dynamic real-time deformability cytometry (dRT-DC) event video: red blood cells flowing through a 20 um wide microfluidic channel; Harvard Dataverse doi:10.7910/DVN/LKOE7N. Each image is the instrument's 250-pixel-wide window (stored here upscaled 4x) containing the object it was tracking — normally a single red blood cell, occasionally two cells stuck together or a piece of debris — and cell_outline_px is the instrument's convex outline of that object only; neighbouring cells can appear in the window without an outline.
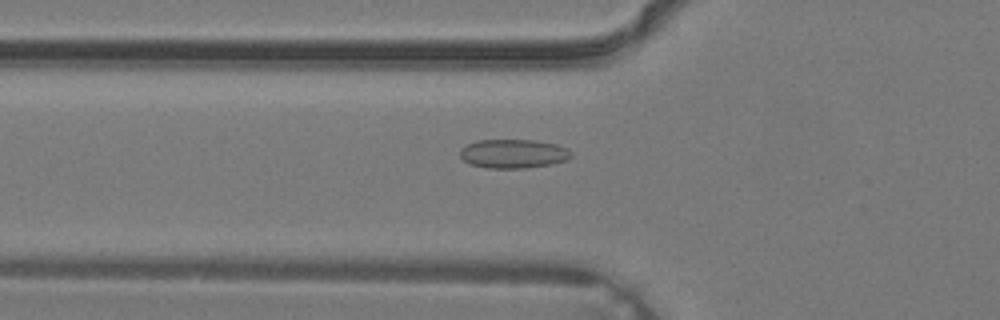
{"species": "common noctule bat (a hibernating species)", "species_latin": "Nyctalus noctula", "temperature_condition": "warm", "stored_images_in_passage": 24, "camera_frame_rate_fps": 3000, "um_per_image_px": 0.085, "animal": {"sex": "male", "body_mass_g": 19.2, "forearm_length_mm": 51.8}, "frame": {"image": 1, "passage_image": 2, "time_ms": 0.333, "image_size_px": [1000, 320], "cell_outline_px": [[572, 156], [568, 160], [552, 164], [524, 168], [484, 168], [472, 164], [464, 160], [460, 156], [460, 148], [476, 140], [536, 140], [556, 144], [572, 152]], "centroid_in_image_um": [43.63, 13.06], "position_along_channel_um": 82.2, "area_um2": 18.79}}
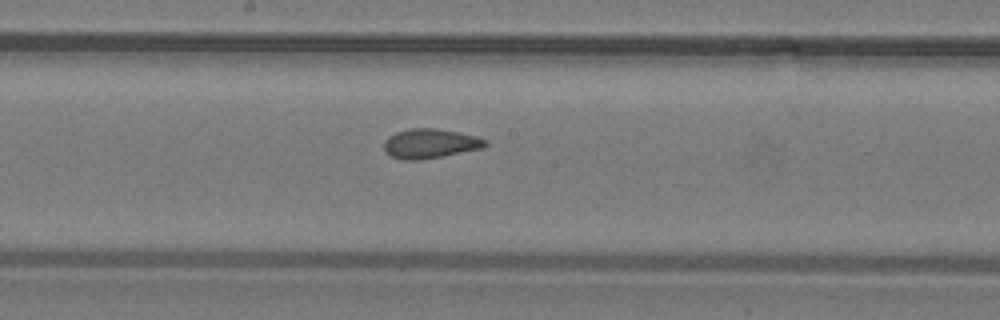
{"frame": {"image": 2, "passage_image": 9, "time_ms": 2.667, "image_size_px": [1000, 320], "cell_outline_px": [[488, 144], [484, 148], [420, 160], [404, 160], [388, 156], [384, 152], [384, 140], [388, 136], [396, 132], [408, 128], [436, 128], [476, 136], [484, 140]], "centroid_in_image_um": [36.5, 12.21], "position_along_channel_um": 211.7, "area_um2": 17.51}}
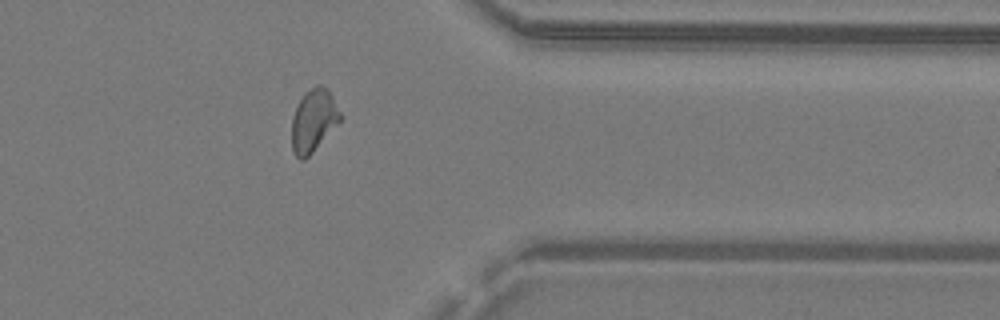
{"frame": {"image": 3, "passage_image": 19, "time_ms": 6.0, "image_size_px": [1000, 320], "cell_outline_px": [[340, 120], [312, 152], [304, 160], [300, 160], [292, 152], [292, 116], [304, 92], [316, 84], [320, 84], [328, 88], [340, 112]], "centroid_in_image_um": [26.62, 10.22], "position_along_channel_um": 384.8, "area_um2": 17.46}}